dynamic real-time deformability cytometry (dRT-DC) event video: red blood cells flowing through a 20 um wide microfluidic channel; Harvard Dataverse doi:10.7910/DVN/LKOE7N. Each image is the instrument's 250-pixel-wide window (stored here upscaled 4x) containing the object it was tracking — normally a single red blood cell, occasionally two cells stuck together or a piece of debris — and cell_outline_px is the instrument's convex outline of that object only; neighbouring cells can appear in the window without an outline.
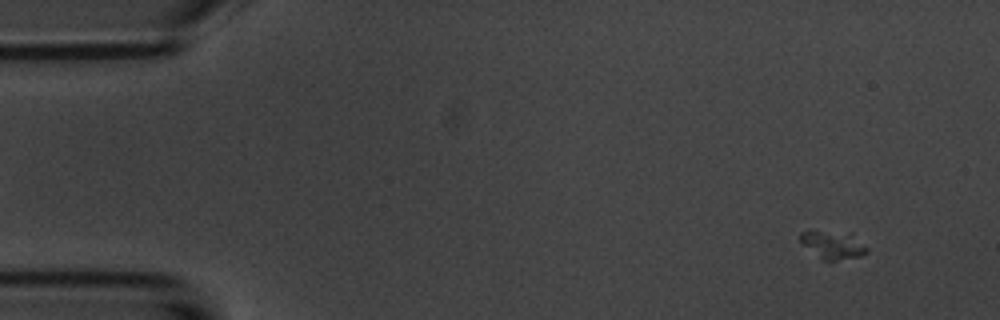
{"species": "common noctule bat (a hibernating species)", "species_latin": "Nyctalus noctula", "temperature_condition": "room temperature", "stored_images_in_passage": 6, "camera_frame_rate_fps": 3000, "um_per_image_px": 0.085, "animal": {"sex": "male", "body_mass_g": 20.1, "forearm_length_mm": 53.5}, "frame": {"image": 1, "passage_image": 2, "time_ms": 1.333, "image_size_px": [1000, 320], "cell_outline_px": [[868, 252], [864, 256], [836, 260], [824, 260], [804, 244], [800, 240], [800, 232], [852, 232], [868, 248]], "centroid_in_image_um": [70.92, 20.82], "position_along_channel_um": 14.1, "area_um2": 10.58}}